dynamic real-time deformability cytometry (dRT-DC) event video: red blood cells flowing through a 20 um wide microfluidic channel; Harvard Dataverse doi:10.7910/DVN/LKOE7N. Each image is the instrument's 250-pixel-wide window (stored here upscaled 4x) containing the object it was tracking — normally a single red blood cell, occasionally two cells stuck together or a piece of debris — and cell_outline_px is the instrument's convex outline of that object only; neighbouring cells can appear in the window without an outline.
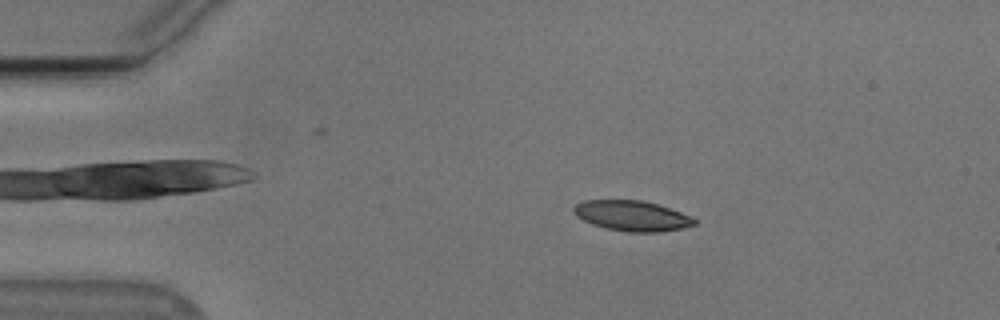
{"species": "Egyptian fruit bat (a non-hibernating species)", "species_latin": "Rousettus aegyptiacus", "temperature_condition": "cold", "stored_images_in_passage": 54, "camera_frame_rate_fps": 3000, "um_per_image_px": 0.085, "animal": {"sex": "male"}, "frame": {"image": 1, "passage_image": 10, "time_ms": 3.0, "image_size_px": [1000, 320], "cell_outline_px": [[696, 224], [684, 228], [660, 232], [628, 232], [608, 228], [592, 224], [576, 216], [572, 212], [572, 208], [576, 204], [584, 200], [640, 200], [656, 204], [680, 212], [696, 220]], "centroid_in_image_um": [53.69, 18.34], "position_along_channel_um": 31.3, "area_um2": 21.15}}
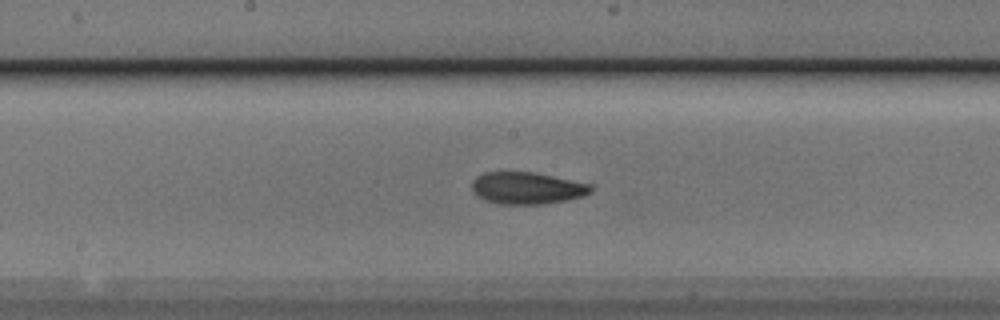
{"frame": {"image": 2, "passage_image": 28, "time_ms": 9.0, "image_size_px": [1000, 320], "cell_outline_px": [[592, 192], [584, 196], [568, 200], [544, 204], [496, 204], [484, 200], [476, 196], [472, 192], [472, 180], [476, 176], [484, 172], [536, 172], [592, 184]], "centroid_in_image_um": [44.79, 15.99], "position_along_channel_um": 203.4, "area_um2": 22.6}}
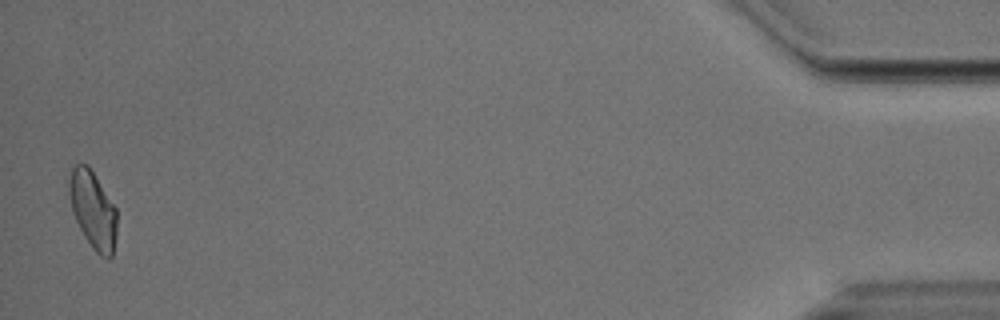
{"frame": {"image": 3, "passage_image": 53, "time_ms": 17.333, "image_size_px": [1000, 320], "cell_outline_px": [[116, 236], [112, 256], [108, 260], [100, 256], [92, 248], [84, 236], [72, 212], [68, 192], [68, 180], [72, 168], [76, 164], [88, 164], [116, 208]], "centroid_in_image_um": [7.89, 17.85], "position_along_channel_um": 427.3, "area_um2": 21.62}, "authors_computed_cell_mechanics": {"area_um2": 21.6172, "velocity_mm_per_s": 3.7813, "shape_relaxation_time_tau1_ms": 4.1071, "shape_relaxation_time_tau2_ms": 4.6558, "deformation_change_tau1": 0.1285, "deformation_change_tau2": 0.0967}}